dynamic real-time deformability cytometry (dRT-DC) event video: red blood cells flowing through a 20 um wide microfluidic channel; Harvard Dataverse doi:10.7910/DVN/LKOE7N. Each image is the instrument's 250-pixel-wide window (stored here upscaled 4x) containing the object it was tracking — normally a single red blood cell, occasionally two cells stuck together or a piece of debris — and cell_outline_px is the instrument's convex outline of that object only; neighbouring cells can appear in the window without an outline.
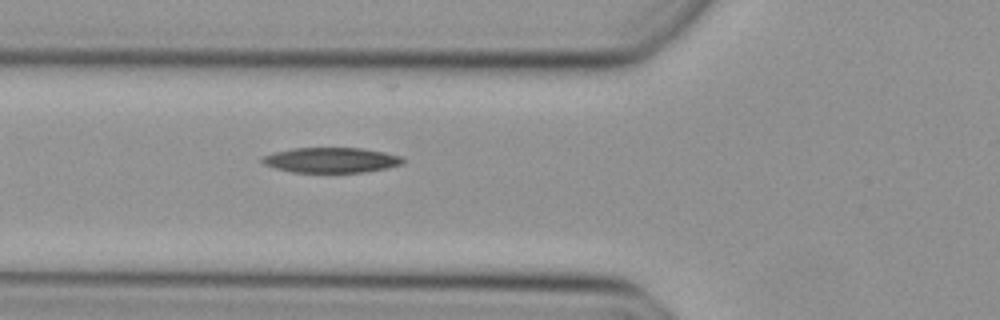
{"species": "Egyptian fruit bat (a non-hibernating species)", "species_latin": "Rousettus aegyptiacus", "temperature_condition": "cold", "stored_images_in_passage": 31, "camera_frame_rate_fps": 3000, "um_per_image_px": 0.085, "animal": {"sex": "female"}, "frame": {"image": 1, "passage_image": 4, "time_ms": 1.0, "image_size_px": [1000, 320], "cell_outline_px": [[404, 164], [388, 168], [364, 172], [292, 172], [276, 168], [264, 164], [260, 160], [264, 156], [276, 152], [292, 148], [360, 148], [384, 152], [400, 156], [404, 160]], "centroid_in_image_um": [28.18, 13.61], "position_along_channel_um": 97.6, "area_um2": 20.52}}
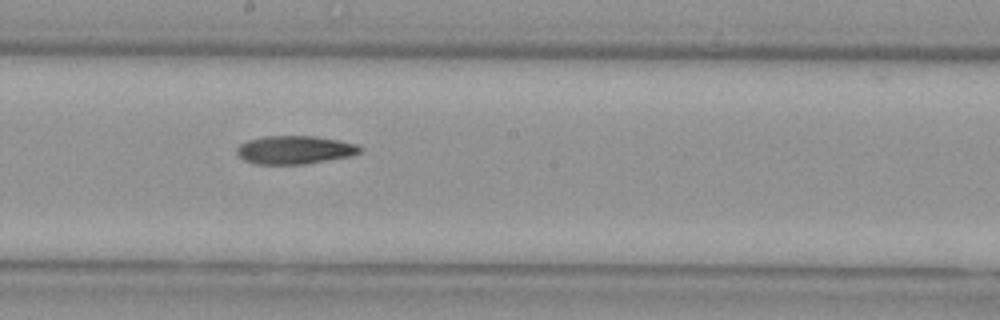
{"frame": {"image": 2, "passage_image": 13, "time_ms": 4.0, "image_size_px": [1000, 320], "cell_outline_px": [[360, 152], [352, 156], [304, 164], [252, 164], [244, 160], [236, 152], [236, 148], [240, 144], [248, 140], [264, 136], [312, 136], [336, 140], [356, 144], [360, 148]], "centroid_in_image_um": [25.01, 12.75], "position_along_channel_um": 223.2, "area_um2": 20.17}}
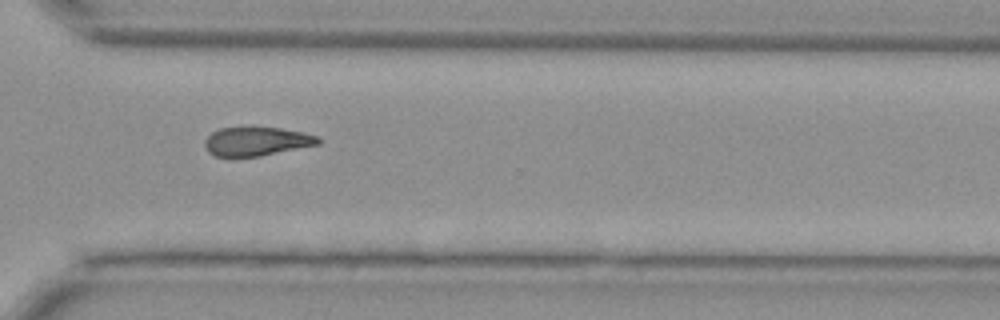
{"frame": {"image": 3, "passage_image": 22, "time_ms": 7.0, "image_size_px": [1000, 320], "cell_outline_px": [[320, 144], [260, 156], [232, 160], [216, 156], [208, 152], [204, 144], [204, 140], [212, 132], [220, 128], [280, 128], [304, 132], [320, 136]], "centroid_in_image_um": [21.78, 12.06], "position_along_channel_um": 348.8, "area_um2": 19.54}}